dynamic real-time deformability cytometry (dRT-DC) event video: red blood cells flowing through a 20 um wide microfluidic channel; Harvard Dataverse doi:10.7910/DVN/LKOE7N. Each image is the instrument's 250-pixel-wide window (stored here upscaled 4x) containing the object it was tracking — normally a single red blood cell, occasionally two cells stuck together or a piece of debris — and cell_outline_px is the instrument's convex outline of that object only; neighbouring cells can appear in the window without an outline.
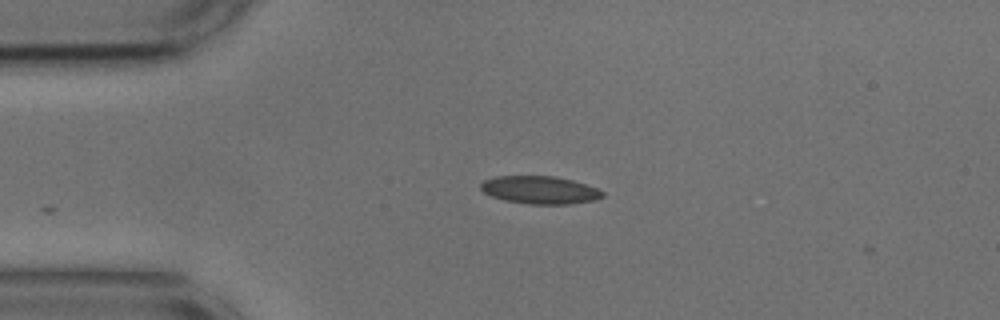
{"species": "common noctule bat (a hibernating species)", "species_latin": "Nyctalus noctula", "temperature_condition": "cold", "stored_images_in_passage": 23, "camera_frame_rate_fps": 3000, "um_per_image_px": 0.085, "animal": {"sex": "male", "body_mass_g": 17.9, "forearm_length_mm": 54.2}, "frame": {"image": 1, "passage_image": 3, "time_ms": 0.667, "image_size_px": [1000, 320], "cell_outline_px": [[604, 196], [596, 200], [568, 204], [528, 204], [504, 200], [492, 196], [484, 192], [480, 188], [480, 184], [484, 180], [496, 176], [552, 176], [572, 180], [596, 188], [604, 192]], "centroid_in_image_um": [45.88, 16.15], "position_along_channel_um": 39.1, "area_um2": 19.65}}
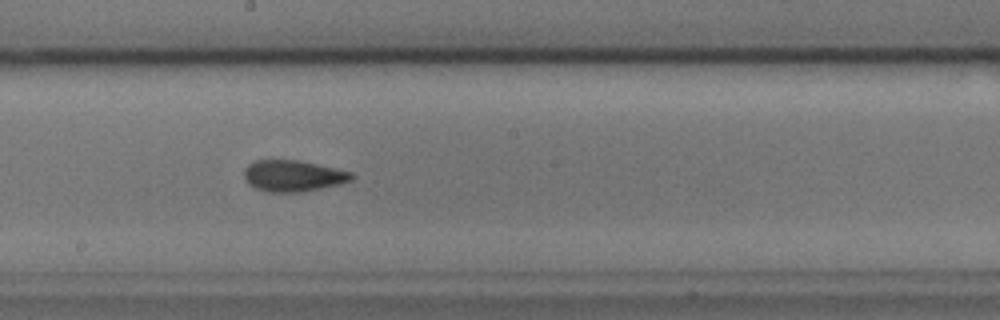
{"frame": {"image": 2, "passage_image": 20, "time_ms": 6.333, "image_size_px": [1000, 320], "cell_outline_px": [[352, 180], [340, 184], [300, 192], [268, 192], [256, 188], [248, 184], [244, 176], [244, 168], [252, 160], [296, 160], [316, 164], [352, 172]], "centroid_in_image_um": [24.86, 14.94], "position_along_channel_um": 223.3, "area_um2": 19.48}}
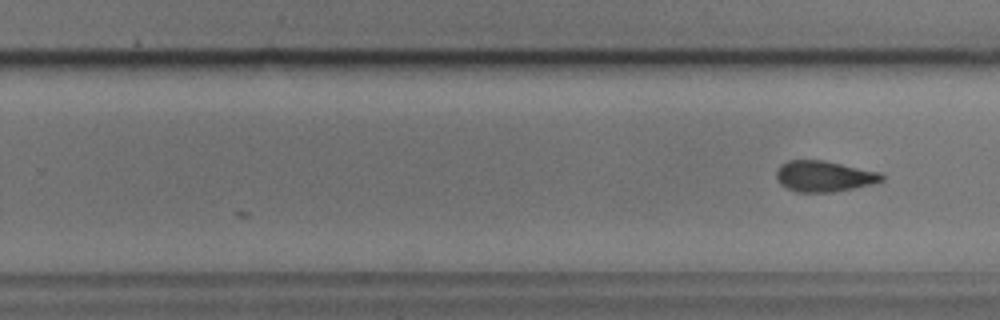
{"frame": {"image": 3, "passage_image": 23, "time_ms": 7.333, "image_size_px": [1000, 320], "cell_outline_px": [[884, 180], [872, 184], [832, 192], [796, 192], [780, 184], [776, 180], [776, 172], [780, 164], [788, 160], [824, 160], [880, 172], [884, 176]], "centroid_in_image_um": [70.02, 14.97], "position_along_channel_um": 259.8, "area_um2": 19.02}}